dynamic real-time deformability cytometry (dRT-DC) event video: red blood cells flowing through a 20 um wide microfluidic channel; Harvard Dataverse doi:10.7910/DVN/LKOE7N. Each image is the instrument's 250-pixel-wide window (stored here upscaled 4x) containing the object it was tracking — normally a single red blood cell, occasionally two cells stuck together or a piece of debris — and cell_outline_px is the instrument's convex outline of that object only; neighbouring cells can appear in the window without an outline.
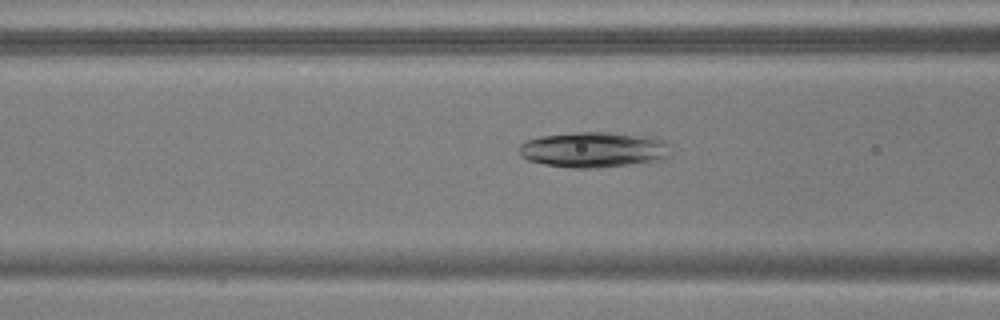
{"species": "common noctule bat (a hibernating species)", "species_latin": "Nyctalus noctula", "temperature_condition": "warm", "stored_images_in_passage": 9, "camera_frame_rate_fps": 3000, "um_per_image_px": 0.085, "animal": {"sex": "male", "body_mass_g": 17.9, "forearm_length_mm": 54.2}, "frame": {"image": 1, "passage_image": 7, "time_ms": 2.0, "image_size_px": [1000, 320], "cell_outline_px": [[668, 156], [664, 160], [596, 168], [572, 168], [544, 164], [528, 160], [520, 156], [520, 144], [528, 140], [540, 136], [576, 132], [604, 132], [656, 136], [664, 140], [668, 144]], "centroid_in_image_um": [50.49, 12.71], "position_along_channel_um": 116.1, "area_um2": 31.56}}